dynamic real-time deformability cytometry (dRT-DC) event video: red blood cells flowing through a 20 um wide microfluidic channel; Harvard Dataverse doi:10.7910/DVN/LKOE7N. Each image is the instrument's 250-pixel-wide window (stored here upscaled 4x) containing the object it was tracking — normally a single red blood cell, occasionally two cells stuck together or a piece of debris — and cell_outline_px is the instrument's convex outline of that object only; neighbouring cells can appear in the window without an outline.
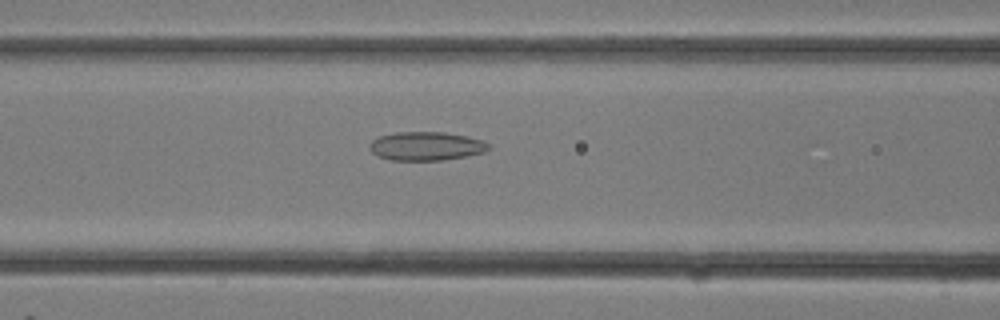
{"species": "common noctule bat (a hibernating species)", "species_latin": "Nyctalus noctula", "temperature_condition": "room temperature", "stored_images_in_passage": 8, "camera_frame_rate_fps": 3000, "um_per_image_px": 0.085, "animal": {"sex": "female"}, "frame": {"image": 1, "passage_image": 6, "time_ms": 1.667, "image_size_px": [1000, 320], "cell_outline_px": [[492, 148], [484, 152], [444, 160], [388, 160], [372, 152], [368, 144], [372, 140], [380, 136], [392, 132], [444, 132], [468, 136], [484, 140]], "centroid_in_image_um": [36.23, 12.41], "position_along_channel_um": 130.4, "area_um2": 20.0}}
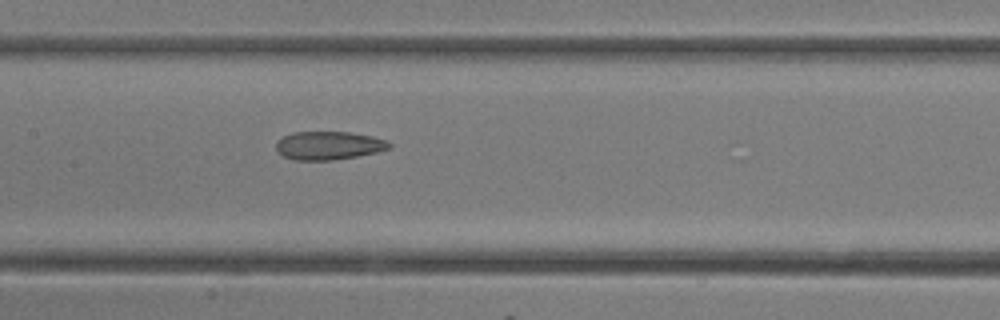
{"frame": {"image": 2, "passage_image": 8, "time_ms": 2.333, "image_size_px": [1000, 320], "cell_outline_px": [[392, 148], [376, 152], [356, 156], [332, 160], [296, 160], [284, 156], [276, 152], [276, 140], [292, 132], [348, 132], [372, 136], [388, 140], [392, 144]], "centroid_in_image_um": [27.94, 12.36], "position_along_channel_um": 179.5, "area_um2": 18.79}}